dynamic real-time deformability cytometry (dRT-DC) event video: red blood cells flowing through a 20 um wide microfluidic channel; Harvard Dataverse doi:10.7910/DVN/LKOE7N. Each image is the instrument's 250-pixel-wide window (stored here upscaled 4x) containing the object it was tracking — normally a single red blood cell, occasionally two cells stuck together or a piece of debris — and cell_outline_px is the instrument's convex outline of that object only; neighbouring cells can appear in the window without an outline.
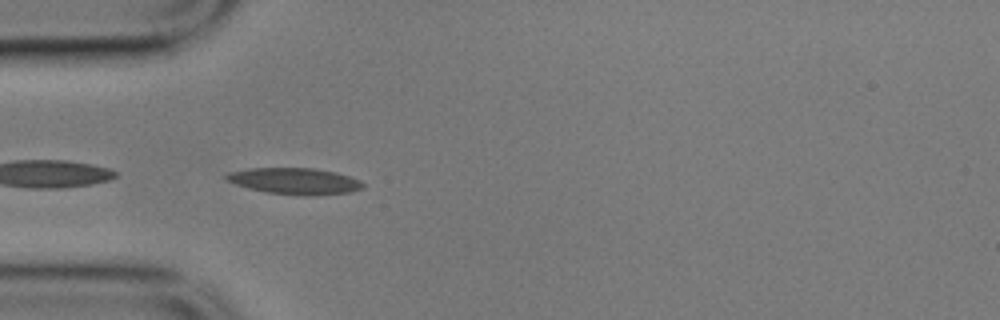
{"species": "common noctule bat (a hibernating species)", "species_latin": "Nyctalus noctula", "temperature_condition": "cold", "stored_images_in_passage": 41, "camera_frame_rate_fps": 3000, "um_per_image_px": 0.085, "animal": {"sex": "male", "body_mass_g": 17.9}, "frame": {"image": 1, "passage_image": 1, "time_ms": 0.0, "image_size_px": [1000, 320], "cell_outline_px": [[364, 188], [348, 192], [308, 196], [264, 192], [248, 188], [236, 184], [228, 180], [224, 176], [228, 172], [248, 168], [312, 168], [336, 172], [360, 180], [364, 184]], "centroid_in_image_um": [25.04, 15.39], "position_along_channel_um": 60.0, "area_um2": 20.92}}
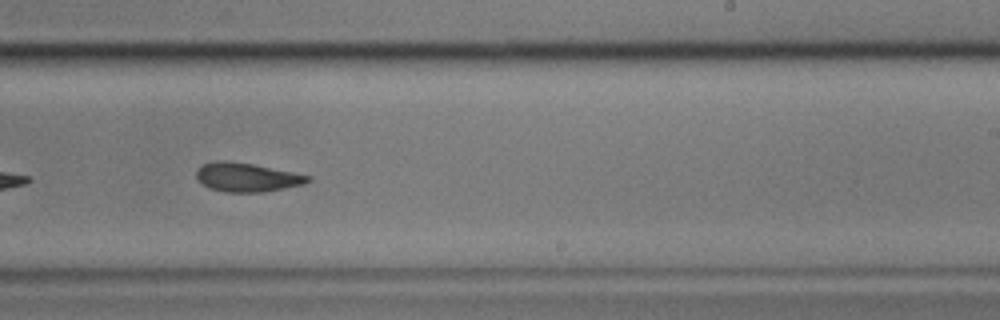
{"frame": {"image": 2, "passage_image": 19, "time_ms": 6.0, "image_size_px": [1000, 320], "cell_outline_px": [[312, 180], [304, 184], [264, 192], [224, 192], [208, 188], [196, 176], [196, 168], [200, 164], [216, 160], [228, 160], [252, 164], [312, 176]], "centroid_in_image_um": [20.96, 15.06], "position_along_channel_um": 268.0, "area_um2": 18.9}}
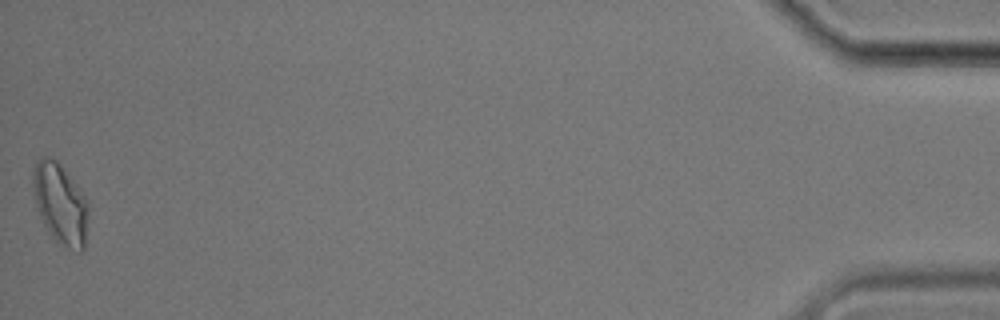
{"frame": {"image": 3, "passage_image": 41, "time_ms": 13.333, "image_size_px": [1000, 320], "cell_outline_px": [[88, 216], [84, 248], [80, 252], [60, 244], [48, 232], [40, 216], [36, 204], [32, 184], [32, 172], [40, 156], [48, 156], [56, 160], [80, 188], [88, 200]], "centroid_in_image_um": [5.13, 17.3], "position_along_channel_um": 430.1, "area_um2": 26.01}, "authors_computed_cell_mechanics": {"area_um2": 19.7676, "velocity_mm_per_s": 3.5046, "shape_relaxation_time_tau1_ms": 7.7033, "shape_relaxation_time_tau2_ms": 4.3176, "deformation_change_tau1": 0.1426, "deformation_change_tau2": 0.1158}}